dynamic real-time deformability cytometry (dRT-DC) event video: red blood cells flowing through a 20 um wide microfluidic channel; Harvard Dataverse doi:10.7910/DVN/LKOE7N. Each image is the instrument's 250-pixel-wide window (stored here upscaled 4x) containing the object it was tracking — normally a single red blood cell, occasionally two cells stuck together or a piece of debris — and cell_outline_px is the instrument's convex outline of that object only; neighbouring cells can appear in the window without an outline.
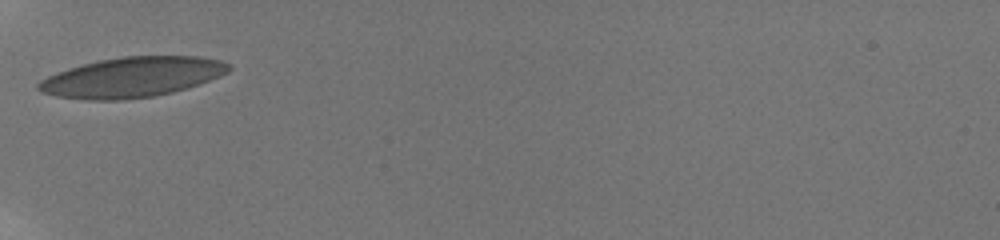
{"species": "human", "species_latin": "Homo sapiens", "temperature_condition": "room temperature", "stored_images_in_passage": 10, "camera_frame_rate_fps": 3000, "um_per_image_px": 0.085, "donor": {"sex": "male"}, "frame": {"image": 1, "passage_image": 1, "time_ms": 0.0, "image_size_px": [1000, 240], "cell_outline_px": [[232, 68], [228, 72], [220, 76], [200, 84], [188, 88], [172, 92], [152, 96], [120, 100], [88, 100], [56, 96], [40, 92], [36, 88], [36, 84], [40, 80], [48, 76], [68, 68], [100, 60], [124, 56], [200, 56], [220, 60], [228, 64]], "centroid_in_image_um": [11.22, 6.56], "position_along_channel_um": 73.8, "area_um2": 44.45}}
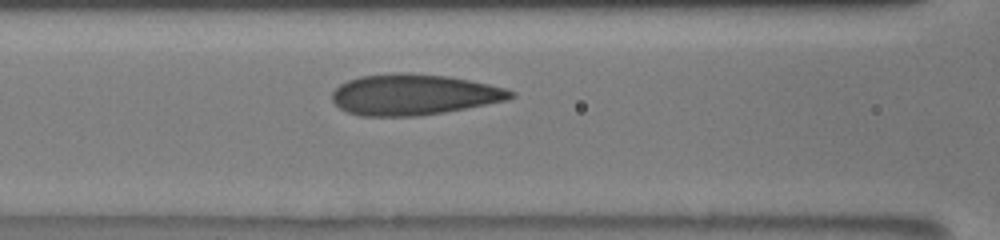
{"frame": {"image": 2, "passage_image": 4, "time_ms": 1.667, "image_size_px": [1000, 240], "cell_outline_px": [[516, 96], [508, 100], [444, 112], [416, 116], [360, 116], [348, 112], [340, 108], [332, 100], [332, 92], [340, 84], [348, 80], [360, 76], [400, 72], [408, 72], [448, 76], [508, 88], [516, 92]], "centroid_in_image_um": [35.19, 8.03], "position_along_channel_um": 131.4, "area_um2": 42.66}}
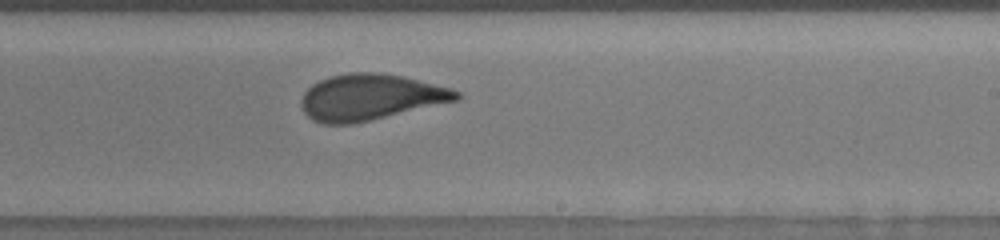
{"frame": {"image": 3, "passage_image": 10, "time_ms": 5.0, "image_size_px": [1000, 240], "cell_outline_px": [[460, 100], [352, 124], [324, 124], [312, 120], [304, 112], [300, 104], [300, 100], [304, 92], [312, 84], [320, 80], [332, 76], [348, 72], [380, 72], [404, 76], [448, 88], [460, 92]], "centroid_in_image_um": [31.45, 8.26], "position_along_channel_um": 257.6, "area_um2": 41.62}}